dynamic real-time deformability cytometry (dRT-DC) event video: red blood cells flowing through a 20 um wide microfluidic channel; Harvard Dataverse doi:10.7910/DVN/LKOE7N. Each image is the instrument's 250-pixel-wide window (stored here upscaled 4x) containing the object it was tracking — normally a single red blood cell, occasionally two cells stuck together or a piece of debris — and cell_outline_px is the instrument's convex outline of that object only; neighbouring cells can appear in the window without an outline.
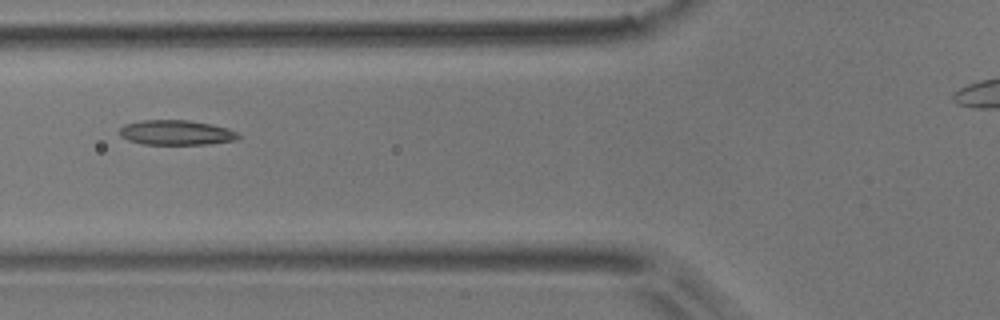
{"species": "common noctule bat (a hibernating species)", "species_latin": "Nyctalus noctula", "temperature_condition": "room temperature", "stored_images_in_passage": 10, "segment_of_instrument_passage": [1, 2], "camera_frame_rate_fps": 3000, "um_per_image_px": 0.085, "animal": {"sex": "male", "body_mass_g": 17.9}, "frame": {"image": 1, "passage_image": 5, "time_ms": 1.333, "image_size_px": [1000, 320], "cell_outline_px": [[240, 136], [236, 140], [208, 144], [144, 144], [128, 140], [120, 136], [120, 128], [124, 124], [140, 120], [188, 120], [212, 124], [228, 128], [236, 132]], "centroid_in_image_um": [14.97, 11.26], "position_along_channel_um": 110.8, "area_um2": 17.22}}
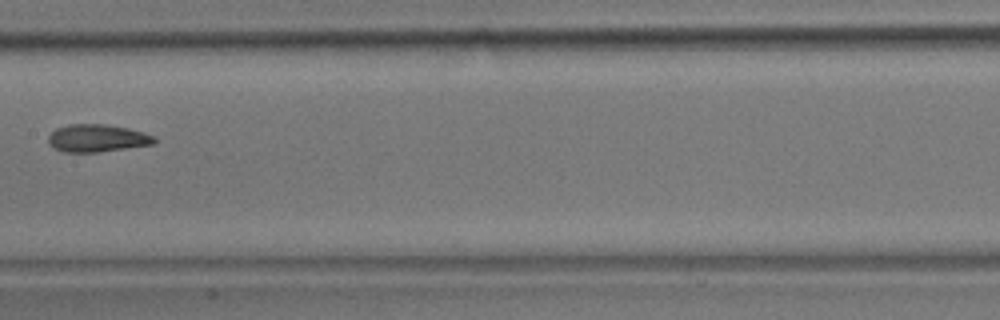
{"frame": {"image": 2, "passage_image": 7, "time_ms": 2.0, "image_size_px": [1000, 320], "cell_outline_px": [[156, 144], [96, 152], [64, 152], [48, 144], [48, 136], [56, 128], [68, 124], [104, 124], [128, 128], [144, 132], [152, 136], [156, 140]], "centroid_in_image_um": [8.25, 11.74], "position_along_channel_um": 199.2, "area_um2": 16.99}}
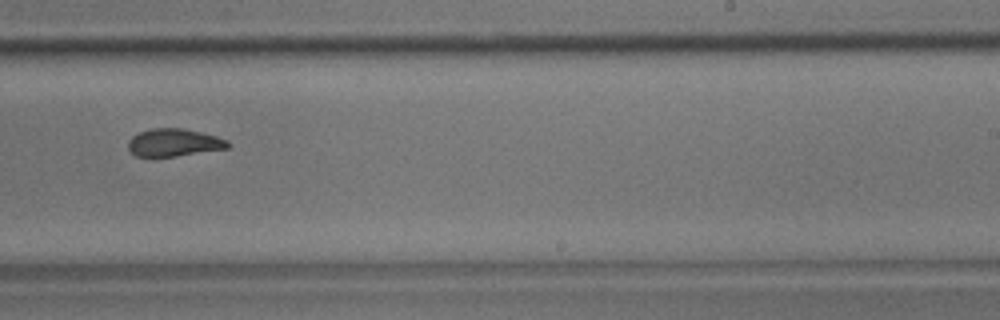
{"frame": {"image": 3, "passage_image": 9, "time_ms": 2.667, "image_size_px": [1000, 320], "cell_outline_px": [[232, 144], [228, 148], [176, 156], [136, 156], [128, 148], [128, 140], [132, 136], [140, 132], [152, 128], [184, 128], [216, 136], [228, 140]], "centroid_in_image_um": [14.8, 12.11], "position_along_channel_um": 274.2, "area_um2": 16.01}}